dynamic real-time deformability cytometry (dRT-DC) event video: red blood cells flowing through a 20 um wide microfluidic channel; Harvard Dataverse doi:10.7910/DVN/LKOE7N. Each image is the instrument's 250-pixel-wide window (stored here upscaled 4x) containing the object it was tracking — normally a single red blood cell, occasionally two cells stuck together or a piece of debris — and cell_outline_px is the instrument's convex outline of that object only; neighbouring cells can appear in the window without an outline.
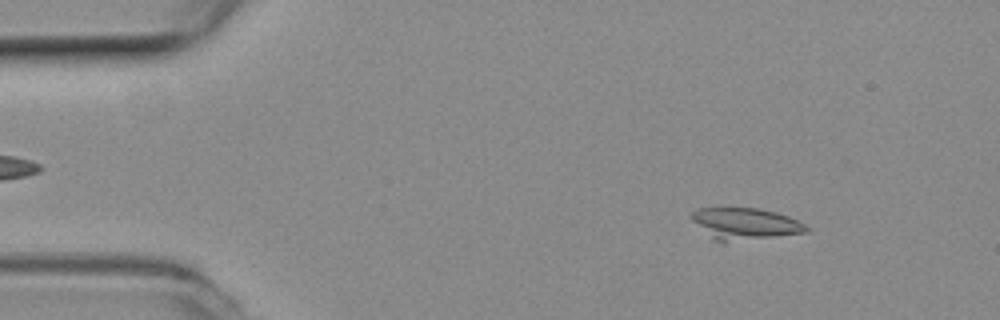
{"species": "common noctule bat (a hibernating species)", "species_latin": "Nyctalus noctula", "temperature_condition": "room temperature", "stored_images_in_passage": 53, "camera_frame_rate_fps": 3000, "um_per_image_px": 0.085, "animal": {"sex": "female", "body_mass_g": 19.3, "forearm_length_mm": 54.1}, "frame": {"image": 1, "passage_image": 6, "time_ms": 1.667, "image_size_px": [1000, 320], "cell_outline_px": [[812, 228], [808, 232], [724, 244], [712, 240], [688, 216], [696, 208], [756, 208], [776, 212], [788, 216]], "centroid_in_image_um": [63.3, 19.05], "position_along_channel_um": 21.7, "area_um2": 21.79}}
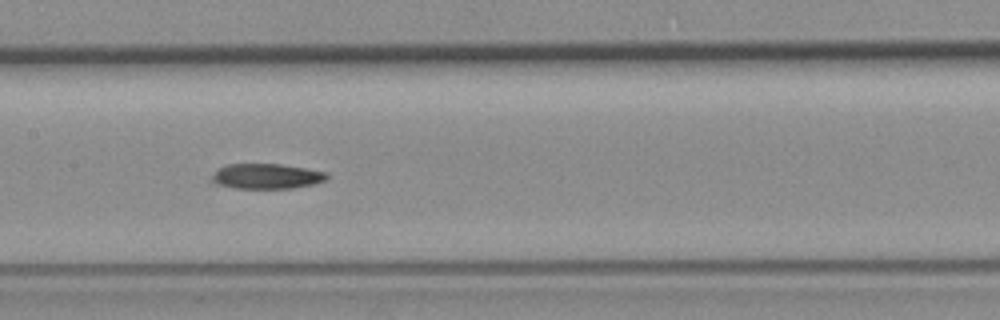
{"frame": {"image": 2, "passage_image": 25, "time_ms": 8.0, "image_size_px": [1000, 320], "cell_outline_px": [[328, 180], [312, 184], [292, 188], [236, 188], [212, 184], [208, 180], [216, 168], [228, 164], [280, 164], [328, 172]], "centroid_in_image_um": [22.58, 14.98], "position_along_channel_um": 184.8, "area_um2": 17.17}}
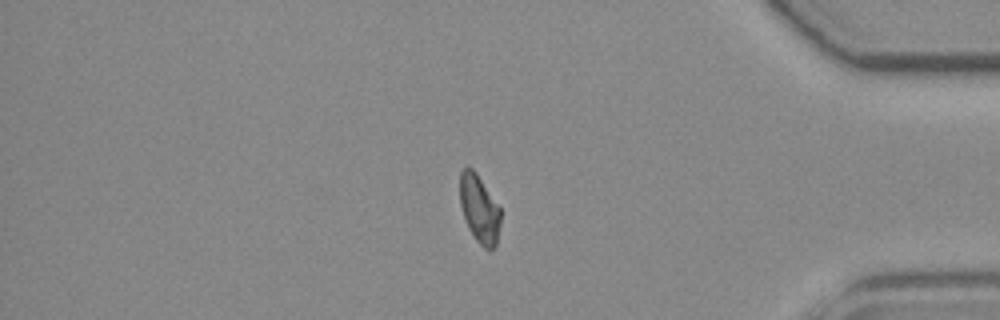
{"frame": {"image": 3, "passage_image": 44, "time_ms": 14.333, "image_size_px": [1000, 320], "cell_outline_px": [[500, 224], [496, 244], [488, 252], [472, 236], [468, 228], [460, 204], [460, 172], [464, 168], [472, 168], [476, 172], [500, 208]], "centroid_in_image_um": [40.74, 17.78], "position_along_channel_um": 394.5, "area_um2": 16.01}, "authors_computed_cell_mechanics": {"area_um2": 17.5712, "velocity_mm_per_s": 3.8131, "shape_relaxation_time_tau1_ms": 5.3056, "shape_relaxation_time_tau2_ms": 5.5401, "deformation_change_tau1": 0.221, "deformation_change_tau2": 0.1307}}